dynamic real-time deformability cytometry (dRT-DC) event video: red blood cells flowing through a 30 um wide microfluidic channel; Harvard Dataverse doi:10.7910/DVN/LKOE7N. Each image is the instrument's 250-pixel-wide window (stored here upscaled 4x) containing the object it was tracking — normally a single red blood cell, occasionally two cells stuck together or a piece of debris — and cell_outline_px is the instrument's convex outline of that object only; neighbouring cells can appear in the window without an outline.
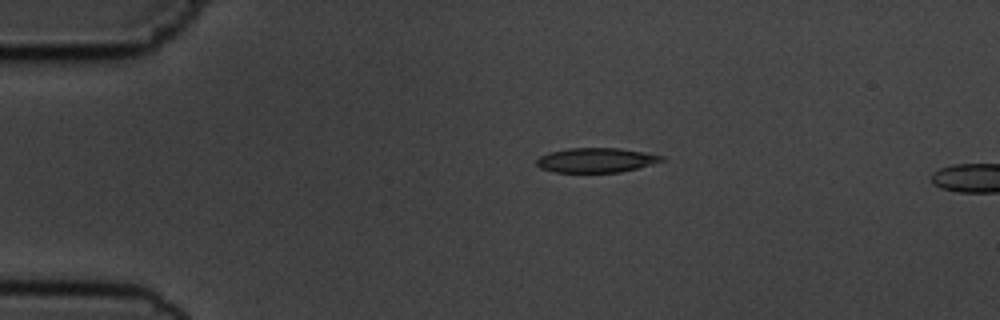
{"species": "common noctule bat (a hibernating species)", "species_latin": "Nyctalus noctula", "temperature_condition": "cold", "stored_images_in_passage": 4, "camera_frame_rate_fps": 3000, "um_per_image_px": 0.085, "animal": {"sex": "male", "body_mass_g": 19.5, "forearm_length_mm": 54.6}, "frame": {"image": 1, "passage_image": 3, "time_ms": 3.333, "image_size_px": [1000, 320], "cell_outline_px": [[668, 160], [620, 172], [552, 172], [540, 168], [536, 164], [536, 160], [540, 156], [552, 152], [568, 148], [620, 148], [644, 152], [664, 156]], "centroid_in_image_um": [50.69, 13.61], "position_along_channel_um": 34.3, "area_um2": 17.92}}